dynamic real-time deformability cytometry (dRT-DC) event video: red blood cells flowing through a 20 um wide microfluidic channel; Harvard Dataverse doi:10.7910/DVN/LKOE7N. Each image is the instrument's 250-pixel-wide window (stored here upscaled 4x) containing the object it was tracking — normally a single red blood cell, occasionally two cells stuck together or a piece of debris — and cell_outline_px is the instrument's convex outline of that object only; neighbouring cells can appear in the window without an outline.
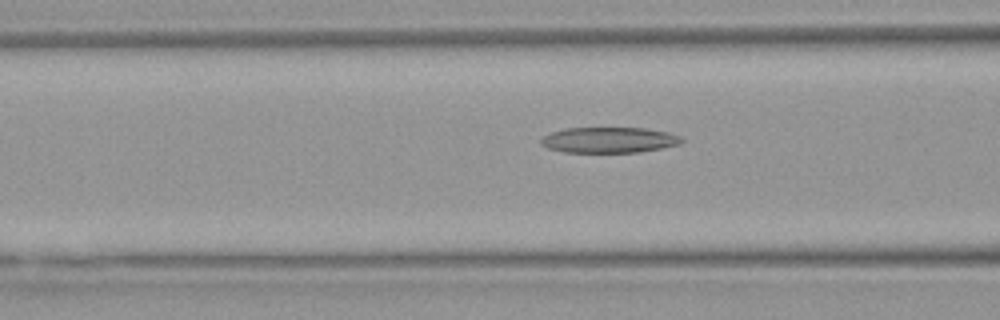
{"species": "Egyptian fruit bat (a non-hibernating species)", "species_latin": "Rousettus aegyptiacus", "temperature_condition": "warm", "stored_images_in_passage": 30, "camera_frame_rate_fps": 3000, "um_per_image_px": 0.085, "animal": {"sex": "female"}, "frame": {"image": 1, "passage_image": 9, "time_ms": 2.667, "image_size_px": [1000, 320], "cell_outline_px": [[684, 140], [680, 144], [640, 152], [564, 152], [548, 148], [540, 144], [540, 140], [544, 136], [552, 132], [564, 128], [644, 128], [668, 132], [680, 136]], "centroid_in_image_um": [51.76, 11.9], "position_along_channel_um": 114.8, "area_um2": 20.98}}
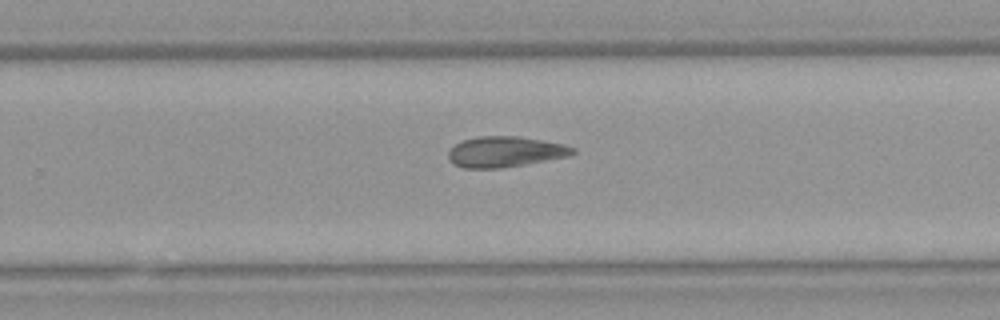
{"frame": {"image": 2, "passage_image": 22, "time_ms": 7.0, "image_size_px": [1000, 320], "cell_outline_px": [[576, 152], [568, 156], [524, 164], [500, 168], [464, 168], [452, 164], [448, 156], [448, 152], [456, 144], [464, 140], [480, 136], [520, 136], [564, 144], [576, 148]], "centroid_in_image_um": [42.94, 12.9], "position_along_channel_um": 286.9, "area_um2": 22.08}}
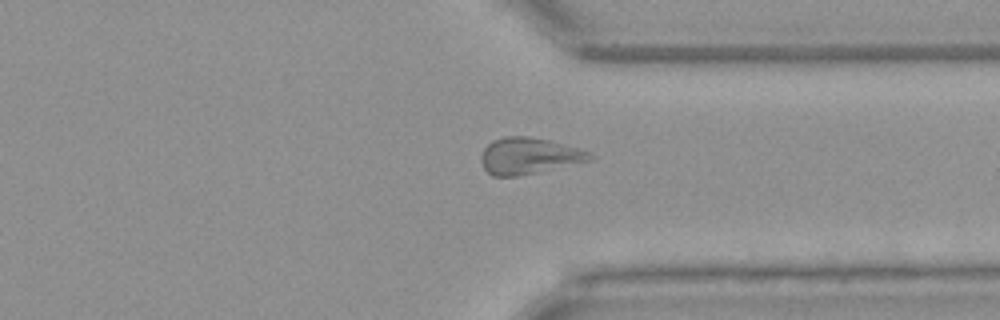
{"frame": {"image": 3, "passage_image": 28, "time_ms": 9.0, "image_size_px": [1000, 320], "cell_outline_px": [[596, 156], [592, 160], [536, 172], [516, 176], [492, 176], [484, 168], [480, 160], [480, 156], [484, 148], [492, 140], [504, 136], [528, 136], [552, 140], [588, 152]], "centroid_in_image_um": [44.93, 13.23], "position_along_channel_um": 366.5, "area_um2": 23.0}}